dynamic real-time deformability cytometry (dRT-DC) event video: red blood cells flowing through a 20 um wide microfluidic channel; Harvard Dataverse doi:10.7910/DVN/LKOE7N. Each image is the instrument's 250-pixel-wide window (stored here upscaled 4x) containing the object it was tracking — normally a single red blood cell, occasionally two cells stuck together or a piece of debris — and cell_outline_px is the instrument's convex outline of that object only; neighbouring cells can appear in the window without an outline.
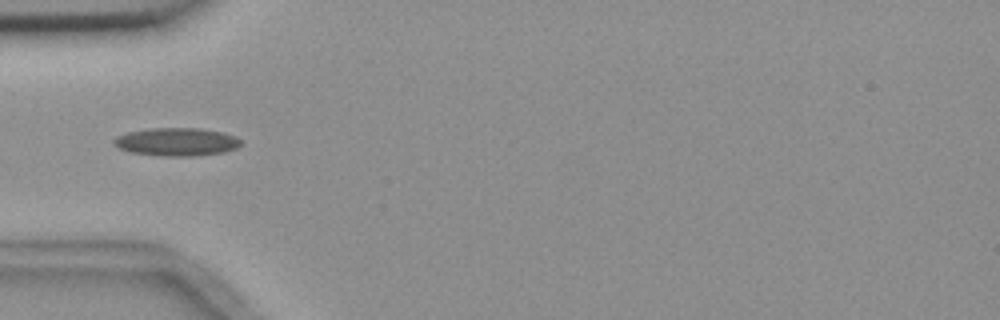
{"species": "common noctule bat (a hibernating species)", "species_latin": "Nyctalus noctula", "temperature_condition": "room temperature", "stored_images_in_passage": 8, "camera_frame_rate_fps": 3000, "um_per_image_px": 0.085, "animal": {"sex": "female", "body_mass_g": 18.4}, "frame": {"image": 1, "passage_image": 6, "time_ms": 5.667, "image_size_px": [1000, 320], "cell_outline_px": [[240, 144], [236, 148], [224, 152], [192, 156], [160, 156], [128, 152], [112, 144], [112, 140], [116, 136], [128, 132], [152, 128], [200, 128], [224, 132], [236, 136], [240, 140]], "centroid_in_image_um": [14.99, 12.06], "position_along_channel_um": 70.0, "area_um2": 20.92}}
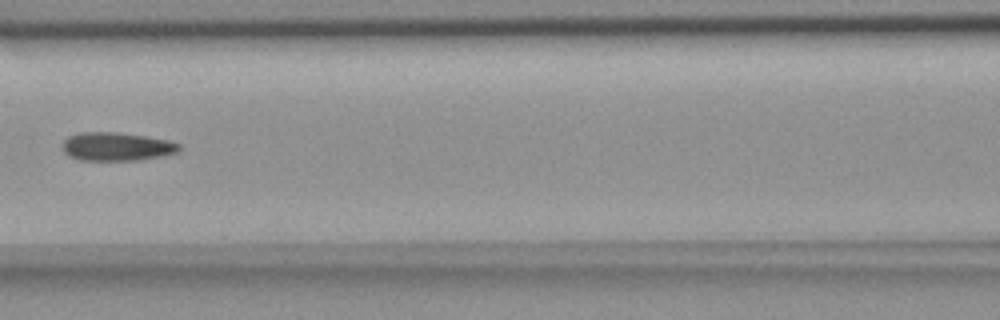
{"frame": {"image": 2, "passage_image": 8, "time_ms": 8.0, "image_size_px": [1000, 320], "cell_outline_px": [[180, 148], [176, 152], [160, 156], [136, 160], [80, 160], [68, 156], [64, 152], [64, 140], [68, 136], [80, 132], [116, 132], [144, 136], [168, 140], [180, 144]], "centroid_in_image_um": [9.88, 12.45], "position_along_channel_um": 156.7, "area_um2": 19.13}}